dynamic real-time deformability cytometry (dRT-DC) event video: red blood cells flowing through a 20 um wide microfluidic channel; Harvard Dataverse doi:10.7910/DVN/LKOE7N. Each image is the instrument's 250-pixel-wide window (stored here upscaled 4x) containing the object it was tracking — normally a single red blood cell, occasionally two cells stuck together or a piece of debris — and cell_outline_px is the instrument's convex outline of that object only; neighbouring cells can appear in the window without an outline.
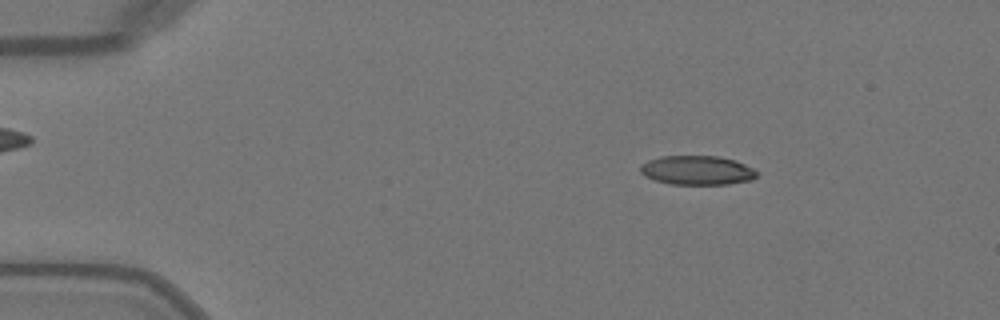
{"species": "Egyptian fruit bat (a non-hibernating species)", "species_latin": "Rousettus aegyptiacus", "temperature_condition": "warm", "stored_images_in_passage": 49, "camera_frame_rate_fps": 3000, "um_per_image_px": 0.085, "animal": {"sex": "female"}, "frame": {"image": 1, "passage_image": 7, "time_ms": 2.0, "image_size_px": [1000, 320], "cell_outline_px": [[760, 172], [752, 180], [728, 184], [668, 184], [644, 176], [640, 172], [640, 164], [648, 160], [660, 156], [720, 156], [736, 160]], "centroid_in_image_um": [59.25, 14.47], "position_along_channel_um": 25.7, "area_um2": 20.0}}
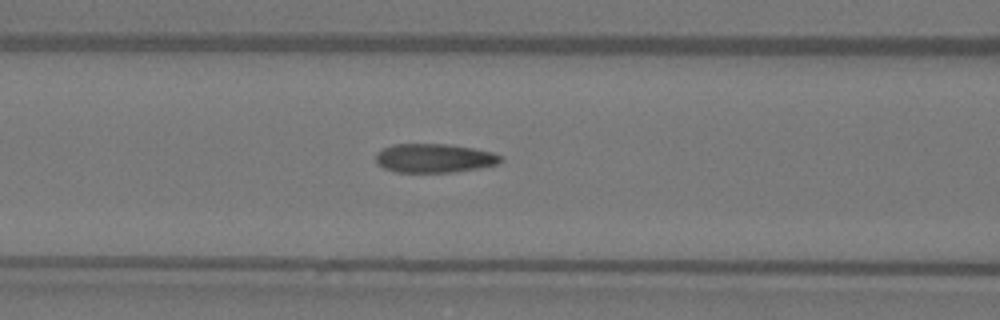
{"frame": {"image": 2, "passage_image": 20, "time_ms": 6.333, "image_size_px": [1000, 320], "cell_outline_px": [[500, 160], [496, 164], [480, 168], [452, 172], [396, 172], [384, 168], [376, 164], [376, 152], [392, 144], [448, 144], [472, 148], [492, 152], [500, 156]], "centroid_in_image_um": [36.85, 13.44], "position_along_channel_um": 129.7, "area_um2": 20.92}}
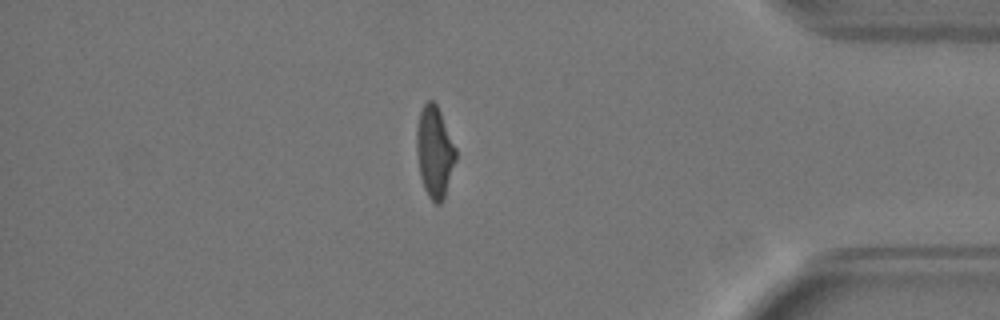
{"frame": {"image": 3, "passage_image": 42, "time_ms": 13.667, "image_size_px": [1000, 320], "cell_outline_px": [[456, 160], [444, 200], [440, 204], [436, 204], [428, 196], [424, 188], [420, 176], [416, 152], [416, 128], [420, 112], [424, 104], [428, 100], [432, 100], [436, 104], [440, 112], [456, 148]], "centroid_in_image_um": [36.93, 12.94], "position_along_channel_um": 398.3, "area_um2": 20.92}, "authors_computed_cell_mechanics": {"area_um2": 21.0392, "velocity_mm_per_s": 4.0975, "shape_relaxation_time_tau1_ms": 5.0173, "shape_relaxation_time_tau2_ms": 1.1514, "deformation_change_tau1": 0.216, "deformation_change_tau2": 0.0713}}